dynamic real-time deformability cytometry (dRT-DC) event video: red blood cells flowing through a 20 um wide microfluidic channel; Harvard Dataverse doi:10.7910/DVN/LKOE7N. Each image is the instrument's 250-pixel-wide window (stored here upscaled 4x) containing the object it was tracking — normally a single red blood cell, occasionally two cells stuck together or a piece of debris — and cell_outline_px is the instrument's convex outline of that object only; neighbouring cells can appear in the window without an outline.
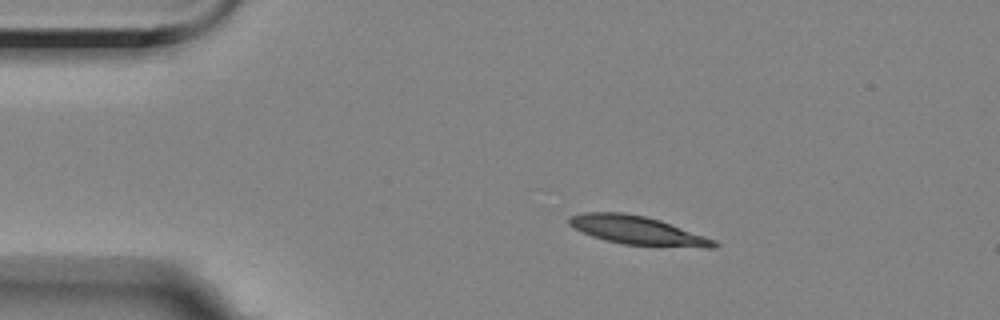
{"species": "Egyptian fruit bat (a non-hibernating species)", "species_latin": "Rousettus aegyptiacus", "temperature_condition": "room temperature", "stored_images_in_passage": 4, "camera_frame_rate_fps": 3000, "um_per_image_px": 0.085, "animal": {"sex": "female"}, "frame": {"image": 1, "passage_image": 1, "time_ms": 0.0, "image_size_px": [1000, 320], "cell_outline_px": [[720, 244], [716, 248], [704, 248], [624, 244], [604, 240], [592, 236], [568, 224], [568, 220], [572, 216], [584, 212], [624, 212], [644, 216], [660, 220], [716, 240]], "centroid_in_image_um": [54.23, 19.59], "position_along_channel_um": 30.8, "area_um2": 23.99}}
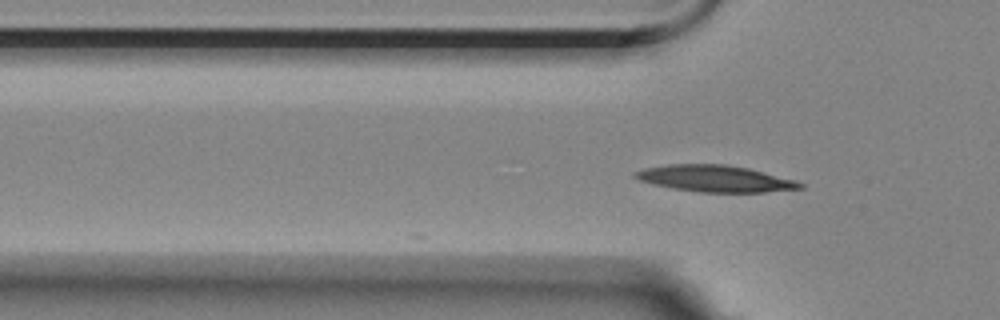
{"frame": {"image": 2, "passage_image": 3, "time_ms": 2.333, "image_size_px": [1000, 320], "cell_outline_px": [[804, 188], [764, 192], [700, 192], [672, 188], [652, 184], [640, 180], [632, 176], [632, 172], [644, 168], [668, 164], [724, 164], [748, 168], [796, 180], [804, 184]], "centroid_in_image_um": [60.76, 15.17], "position_along_channel_um": 65.0, "area_um2": 25.55}}
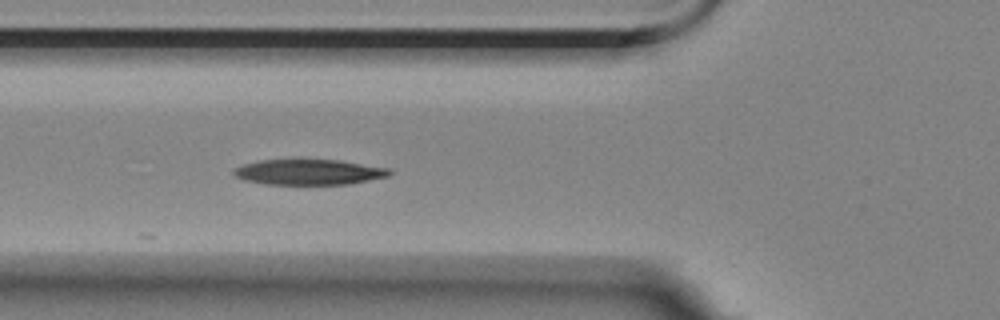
{"frame": {"image": 3, "passage_image": 4, "time_ms": 3.333, "image_size_px": [1000, 320], "cell_outline_px": [[392, 172], [388, 176], [348, 184], [264, 184], [244, 180], [236, 176], [232, 172], [236, 168], [244, 164], [260, 160], [340, 160], [392, 168]], "centroid_in_image_um": [26.29, 14.62], "position_along_channel_um": 99.5, "area_um2": 23.0}}